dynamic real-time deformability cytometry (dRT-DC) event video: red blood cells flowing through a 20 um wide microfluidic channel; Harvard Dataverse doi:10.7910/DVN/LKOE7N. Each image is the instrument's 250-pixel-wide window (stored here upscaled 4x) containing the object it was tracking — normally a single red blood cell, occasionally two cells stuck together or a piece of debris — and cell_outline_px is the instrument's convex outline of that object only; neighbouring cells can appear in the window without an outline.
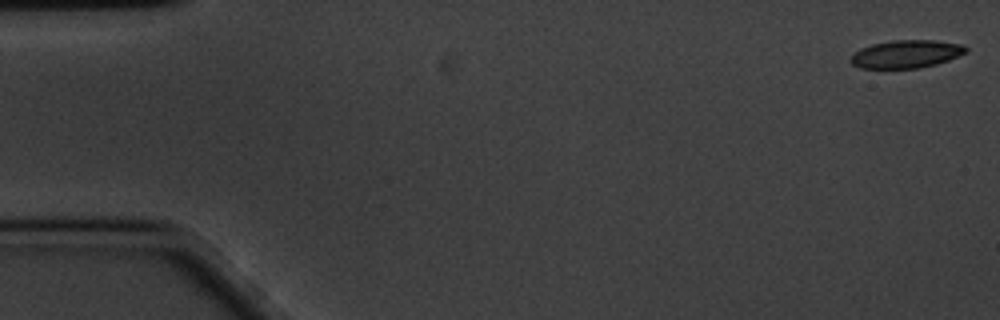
{"species": "common noctule bat (a hibernating species)", "species_latin": "Nyctalus noctula", "temperature_condition": "cold", "stored_images_in_passage": 59, "camera_frame_rate_fps": 3000, "um_per_image_px": 0.085, "animal": {"sex": "male", "body_mass_g": 20.1, "forearm_length_mm": 53.5}, "frame": {"image": 1, "passage_image": 1, "time_ms": 0.0, "image_size_px": [1000, 320], "cell_outline_px": [[968, 52], [948, 60], [936, 64], [920, 68], [860, 68], [852, 64], [848, 60], [860, 48], [872, 44], [892, 40], [936, 40], [964, 44], [968, 48]], "centroid_in_image_um": [77.06, 4.58], "position_along_channel_um": 7.9, "area_um2": 18.9}}
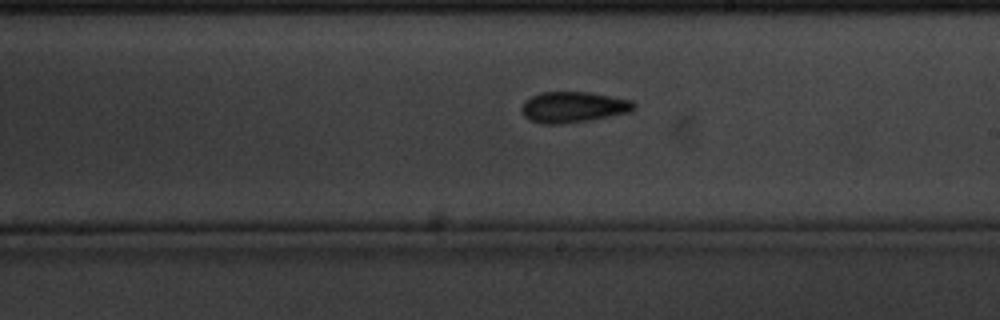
{"frame": {"image": 2, "passage_image": 33, "time_ms": 10.667, "image_size_px": [1000, 320], "cell_outline_px": [[636, 104], [632, 112], [592, 120], [564, 124], [540, 124], [528, 120], [524, 116], [520, 108], [524, 100], [540, 92], [588, 92], [632, 100]], "centroid_in_image_um": [48.71, 9.12], "position_along_channel_um": 240.3, "area_um2": 20.58}}
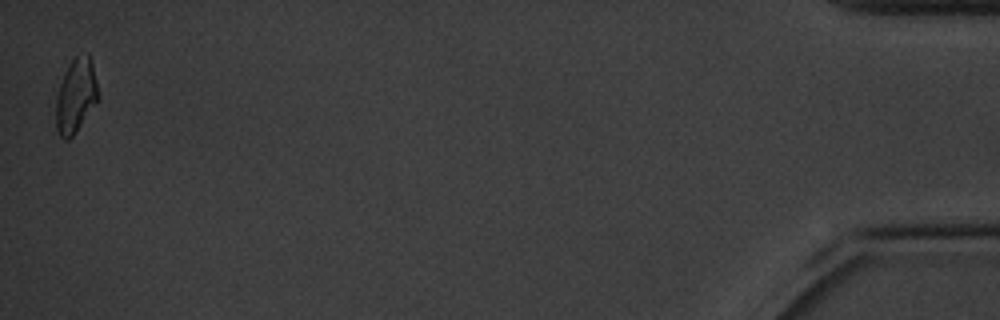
{"frame": {"image": 3, "passage_image": 58, "time_ms": 19.0, "image_size_px": [1000, 320], "cell_outline_px": [[96, 100], [72, 136], [68, 140], [64, 140], [60, 136], [56, 128], [56, 96], [64, 72], [72, 60], [76, 56], [88, 52], [92, 64], [96, 84]], "centroid_in_image_um": [6.39, 8.12], "position_along_channel_um": 428.8, "area_um2": 17.46}, "authors_computed_cell_mechanics": {"area_um2": 19.1318, "velocity_mm_per_s": 3.3866, "shape_relaxation_time_tau1_ms": 3.9235, "shape_relaxation_time_tau2_ms": 4.0119, "deformation_change_tau1": 0.1148, "deformation_change_tau2": 0.1056}}